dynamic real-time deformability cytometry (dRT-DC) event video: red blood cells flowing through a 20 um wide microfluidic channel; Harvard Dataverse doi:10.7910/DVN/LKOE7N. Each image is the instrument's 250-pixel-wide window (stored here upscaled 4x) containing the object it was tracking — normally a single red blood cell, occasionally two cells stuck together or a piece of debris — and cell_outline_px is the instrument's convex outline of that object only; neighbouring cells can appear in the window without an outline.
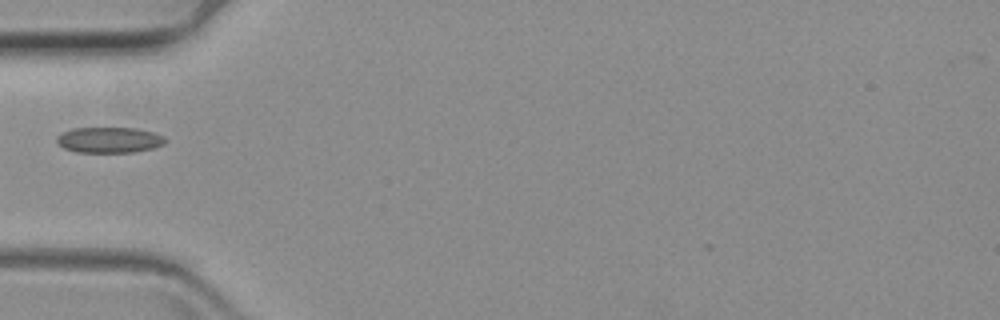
{"species": "common noctule bat (a hibernating species)", "species_latin": "Nyctalus noctula", "temperature_condition": "warm", "stored_images_in_passage": 42, "camera_frame_rate_fps": 3000, "um_per_image_px": 0.085, "animal": {"sex": "female", "body_mass_g": 19.3, "forearm_length_mm": 54.1}, "frame": {"image": 1, "passage_image": 1, "time_ms": 0.0, "image_size_px": [1000, 320], "cell_outline_px": [[164, 144], [152, 148], [132, 152], [76, 152], [64, 148], [56, 140], [56, 136], [72, 128], [136, 128], [156, 132], [164, 136]], "centroid_in_image_um": [9.29, 11.89], "position_along_channel_um": 75.7, "area_um2": 16.18}}